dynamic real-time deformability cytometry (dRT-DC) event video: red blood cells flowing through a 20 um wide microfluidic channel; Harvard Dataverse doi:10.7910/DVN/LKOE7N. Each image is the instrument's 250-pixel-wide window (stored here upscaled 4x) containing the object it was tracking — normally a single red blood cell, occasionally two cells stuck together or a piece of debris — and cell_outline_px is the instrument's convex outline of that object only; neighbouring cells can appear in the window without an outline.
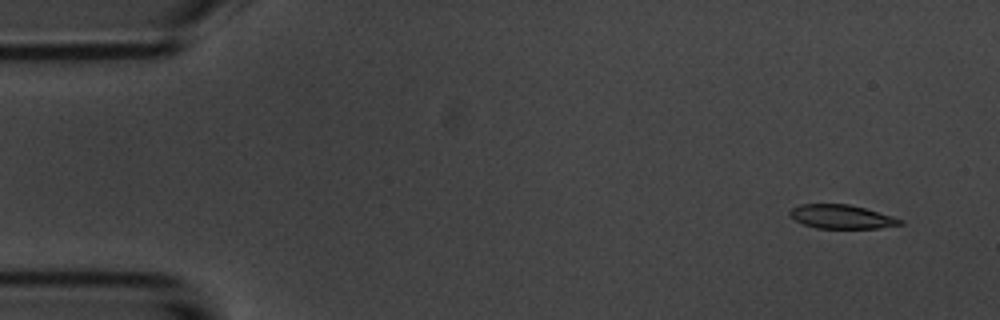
{"species": "common noctule bat (a hibernating species)", "species_latin": "Nyctalus noctula", "temperature_condition": "room temperature", "stored_images_in_passage": 14, "camera_frame_rate_fps": 3000, "um_per_image_px": 0.085, "animal": {"sex": "male", "body_mass_g": 20.1, "forearm_length_mm": 53.5}, "frame": {"image": 1, "passage_image": 1, "time_ms": 0.0, "image_size_px": [1000, 320], "cell_outline_px": [[904, 224], [880, 228], [816, 228], [804, 224], [788, 216], [788, 212], [792, 208], [800, 204], [848, 204], [864, 208], [892, 216], [904, 220]], "centroid_in_image_um": [71.52, 18.42], "position_along_channel_um": 13.5, "area_um2": 15.32}}
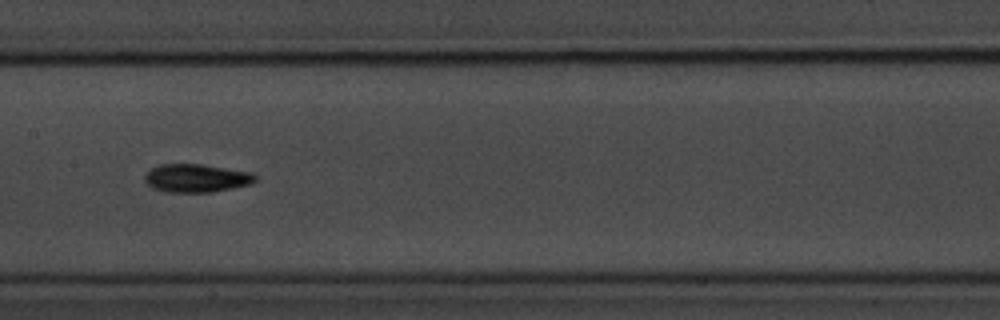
{"frame": {"image": 2, "passage_image": 7, "time_ms": 7.667, "image_size_px": [1000, 320], "cell_outline_px": [[256, 180], [252, 184], [212, 192], [164, 192], [152, 188], [144, 180], [144, 176], [152, 168], [160, 164], [200, 164], [252, 172], [256, 176]], "centroid_in_image_um": [16.69, 15.14], "position_along_channel_um": 190.7, "area_um2": 18.21}}
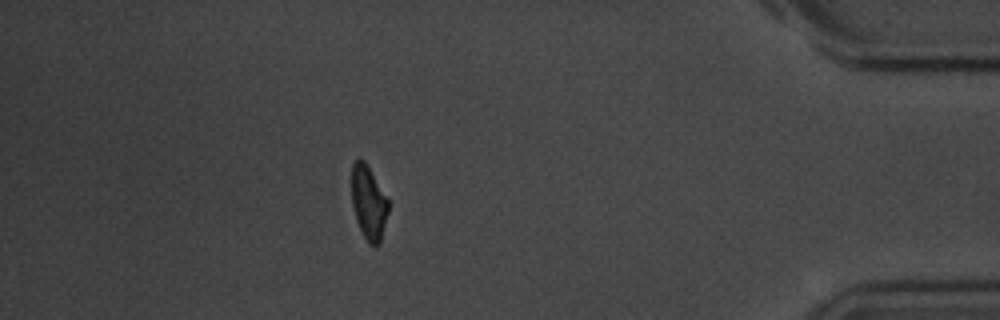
{"frame": {"image": 3, "passage_image": 13, "time_ms": 14.667, "image_size_px": [1000, 320], "cell_outline_px": [[388, 212], [380, 244], [376, 248], [368, 244], [356, 220], [352, 204], [352, 164], [356, 160], [364, 160], [388, 200]], "centroid_in_image_um": [31.33, 17.29], "position_along_channel_um": 403.9, "area_um2": 15.61}, "authors_computed_cell_mechanics": {"area_um2": 16.8198, "velocity_mm_per_s": 3.6988, "shape_relaxation_time_tau1_ms": 4.0913, "shape_relaxation_time_tau2_ms": null, "deformation_change_tau1": 0.1336, "deformation_change_tau2": null}}